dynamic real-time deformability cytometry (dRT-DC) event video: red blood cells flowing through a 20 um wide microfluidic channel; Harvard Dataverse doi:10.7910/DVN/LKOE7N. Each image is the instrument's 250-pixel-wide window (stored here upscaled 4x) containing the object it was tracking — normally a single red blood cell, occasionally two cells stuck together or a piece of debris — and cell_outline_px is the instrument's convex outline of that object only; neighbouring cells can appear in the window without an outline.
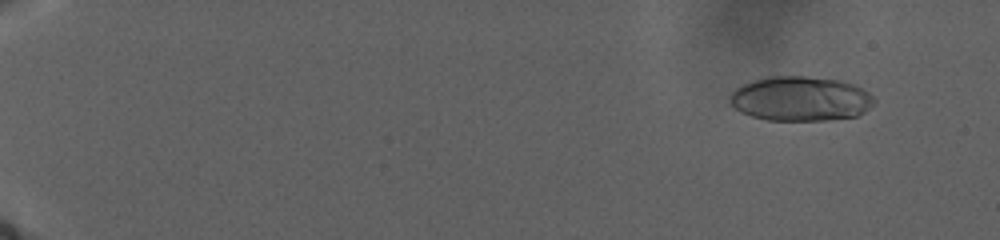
{"species": "human", "species_latin": "Homo sapiens", "temperature_condition": "warm", "stored_images_in_passage": 43, "camera_frame_rate_fps": 3000, "um_per_image_px": 0.085, "donor": {"sex": "male"}, "frame": {"image": 1, "passage_image": 5, "time_ms": 3.667, "image_size_px": [1000, 240], "cell_outline_px": [[876, 100], [864, 112], [856, 116], [828, 120], [768, 120], [752, 116], [740, 112], [728, 100], [732, 92], [736, 88], [752, 80], [768, 76], [804, 76], [840, 80], [852, 84], [868, 92]], "centroid_in_image_um": [68.03, 8.39], "position_along_channel_um": 17.0, "area_um2": 37.4}}
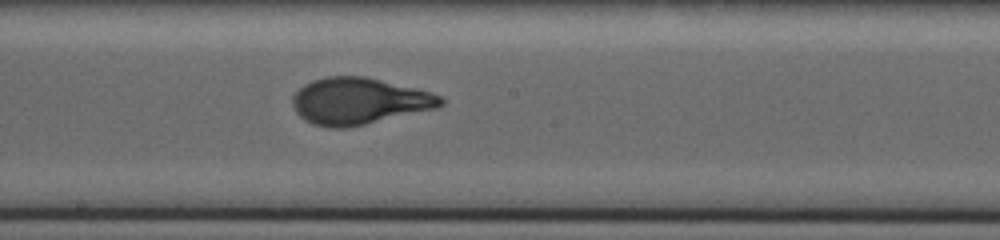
{"frame": {"image": 2, "passage_image": 27, "time_ms": 24.667, "image_size_px": [1000, 240], "cell_outline_px": [[444, 104], [436, 108], [348, 128], [328, 128], [312, 124], [304, 120], [296, 112], [292, 104], [292, 96], [304, 84], [312, 80], [324, 76], [364, 76], [416, 88], [432, 92], [444, 96]], "centroid_in_image_um": [30.51, 8.59], "position_along_channel_um": 217.7, "area_um2": 40.46}}
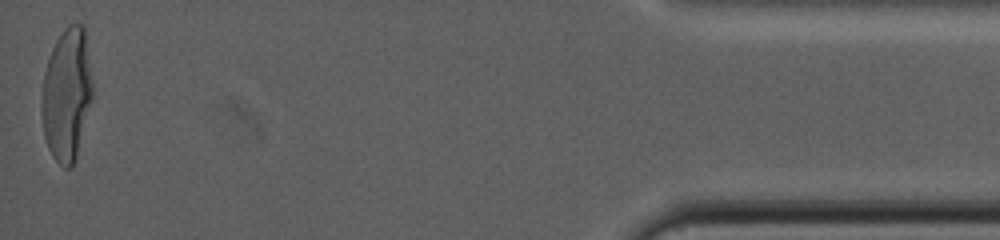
{"frame": {"image": 3, "passage_image": 43, "time_ms": 39.667, "image_size_px": [1000, 240], "cell_outline_px": [[92, 96], [76, 156], [72, 164], [68, 168], [64, 168], [52, 156], [48, 148], [44, 136], [40, 112], [40, 104], [44, 72], [52, 48], [56, 40], [64, 28], [68, 24], [84, 24], [92, 80]], "centroid_in_image_um": [5.64, 8.0], "position_along_channel_um": 429.6, "area_um2": 39.19}}